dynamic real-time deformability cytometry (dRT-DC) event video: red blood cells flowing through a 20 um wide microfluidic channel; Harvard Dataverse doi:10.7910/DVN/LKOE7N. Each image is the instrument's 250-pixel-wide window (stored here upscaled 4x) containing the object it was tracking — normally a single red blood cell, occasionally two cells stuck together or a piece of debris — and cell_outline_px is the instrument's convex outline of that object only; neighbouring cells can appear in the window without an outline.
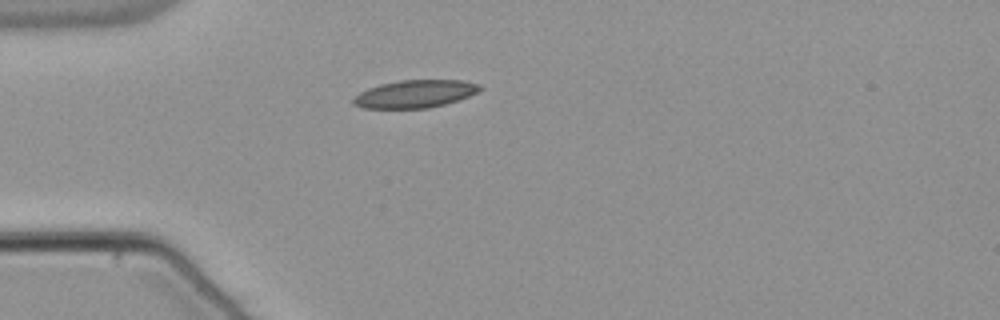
{"species": "common noctule bat (a hibernating species)", "species_latin": "Nyctalus noctula", "temperature_condition": "warm", "stored_images_in_passage": 36, "camera_frame_rate_fps": 3000, "um_per_image_px": 0.085, "animal": {"sex": "male", "body_mass_g": 21.5, "forearm_length_mm": 52.0}, "frame": {"image": 1, "passage_image": 1, "time_ms": 0.0, "image_size_px": [1000, 320], "cell_outline_px": [[480, 88], [476, 92], [468, 96], [444, 104], [428, 108], [364, 108], [352, 104], [352, 100], [360, 92], [368, 88], [380, 84], [400, 80], [464, 80], [480, 84]], "centroid_in_image_um": [35.24, 7.97], "position_along_channel_um": 49.8, "area_um2": 20.23}}
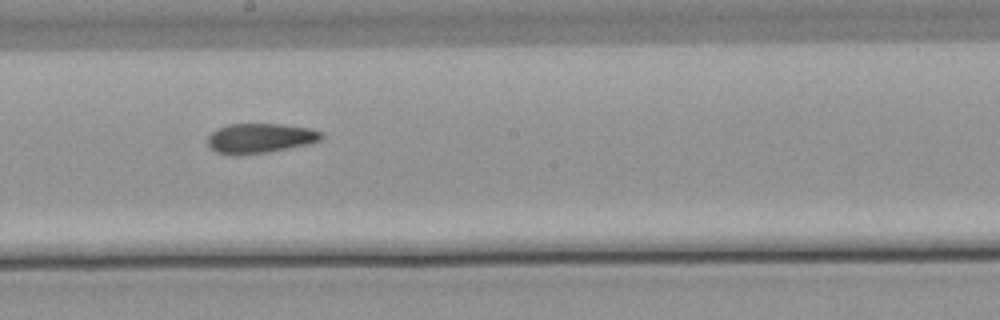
{"frame": {"image": 2, "passage_image": 16, "time_ms": 5.0, "image_size_px": [1000, 320], "cell_outline_px": [[324, 136], [320, 140], [308, 144], [268, 152], [240, 156], [216, 152], [208, 148], [208, 136], [216, 128], [228, 124], [284, 124], [308, 128], [320, 132]], "centroid_in_image_um": [22.05, 11.75], "position_along_channel_um": 226.1, "area_um2": 19.88}}
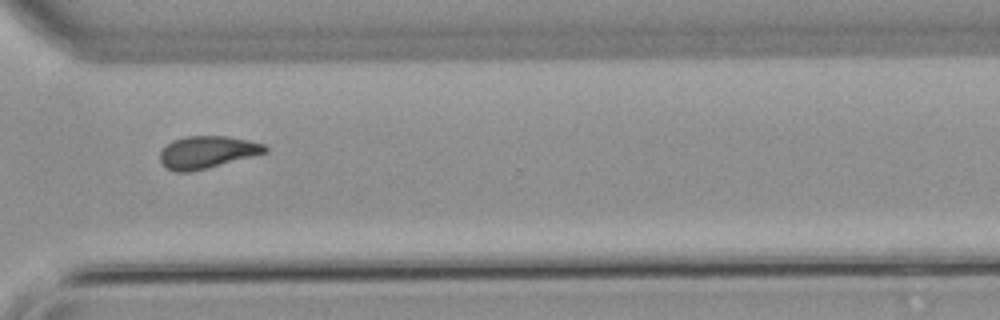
{"frame": {"image": 3, "passage_image": 26, "time_ms": 8.333, "image_size_px": [1000, 320], "cell_outline_px": [[268, 152], [208, 168], [188, 172], [176, 172], [168, 168], [160, 160], [160, 152], [172, 140], [184, 136], [228, 136], [248, 140], [264, 144], [268, 148]], "centroid_in_image_um": [17.63, 12.92], "position_along_channel_um": 353.0, "area_um2": 19.71}, "authors_computed_cell_mechanics": {"area_um2": 19.941, "velocity_mm_per_s": 3.8038, "shape_relaxation_time_tau1_ms": null, "shape_relaxation_time_tau2_ms": 3.1332, "deformation_change_tau1": null, "deformation_change_tau2": 0.0984}}